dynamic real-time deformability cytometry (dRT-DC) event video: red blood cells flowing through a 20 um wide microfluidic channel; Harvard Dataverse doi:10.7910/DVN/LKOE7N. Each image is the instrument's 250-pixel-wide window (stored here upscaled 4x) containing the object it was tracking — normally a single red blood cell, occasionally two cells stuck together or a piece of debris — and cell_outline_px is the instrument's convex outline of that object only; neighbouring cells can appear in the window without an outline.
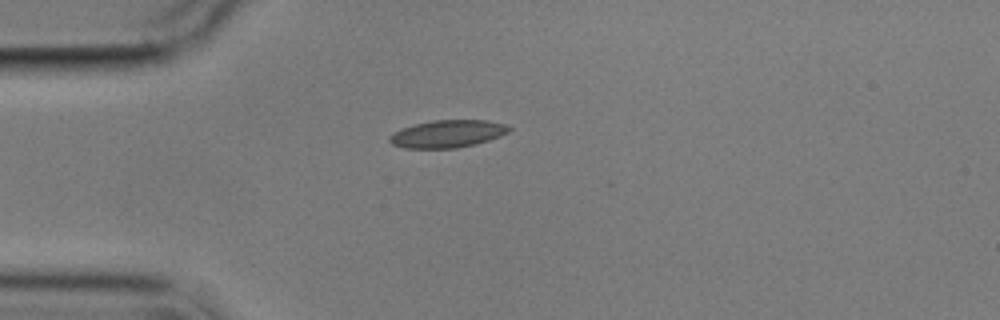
{"species": "common noctule bat (a hibernating species)", "species_latin": "Nyctalus noctula", "temperature_condition": "cold", "stored_images_in_passage": 3, "camera_frame_rate_fps": 3000, "um_per_image_px": 0.085, "animal": {"sex": "male", "body_mass_g": 17.9}, "frame": {"image": 1, "passage_image": 1, "time_ms": 0.0, "image_size_px": [1000, 320], "cell_outline_px": [[512, 128], [508, 132], [500, 136], [476, 144], [456, 148], [404, 148], [392, 144], [388, 140], [388, 136], [392, 132], [416, 124], [432, 120], [484, 120], [508, 124]], "centroid_in_image_um": [38.04, 11.37], "position_along_channel_um": 47.0, "area_um2": 19.19}}
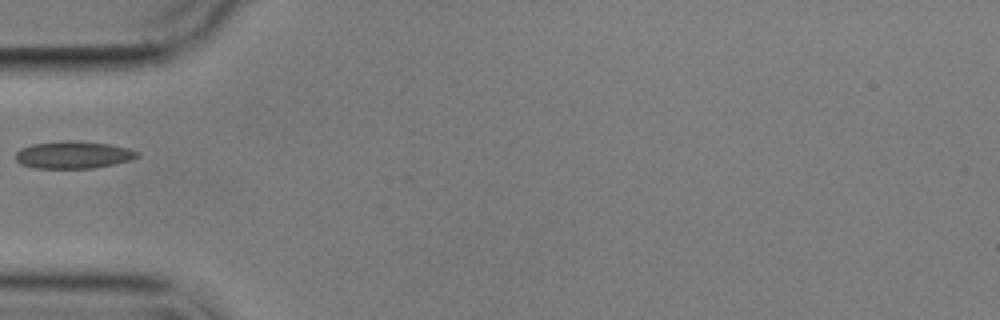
{"frame": {"image": 2, "passage_image": 2, "time_ms": 1.333, "image_size_px": [1000, 320], "cell_outline_px": [[140, 156], [116, 164], [96, 168], [32, 168], [20, 164], [16, 160], [16, 152], [20, 148], [32, 144], [60, 140], [76, 140], [108, 144], [128, 148], [140, 152]], "centroid_in_image_um": [6.22, 13.16], "position_along_channel_um": 78.8, "area_um2": 19.65}}
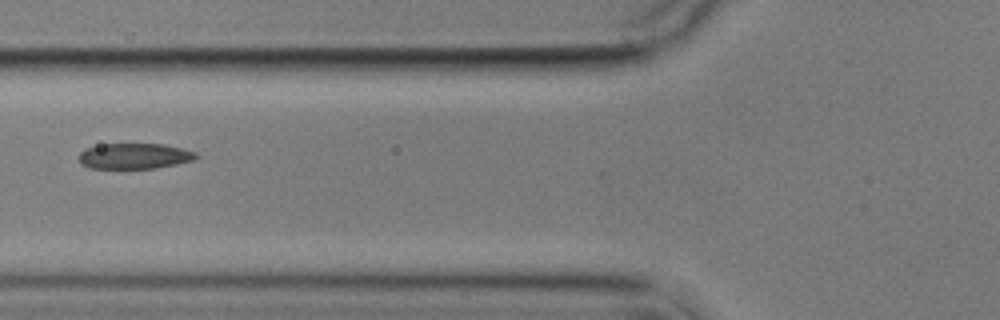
{"frame": {"image": 3, "passage_image": 3, "time_ms": 2.333, "image_size_px": [1000, 320], "cell_outline_px": [[200, 156], [196, 160], [156, 168], [88, 168], [80, 164], [80, 152], [84, 148], [100, 144], [164, 144], [184, 148], [196, 152]], "centroid_in_image_um": [11.46, 13.26], "position_along_channel_um": 114.3, "area_um2": 17.74}}